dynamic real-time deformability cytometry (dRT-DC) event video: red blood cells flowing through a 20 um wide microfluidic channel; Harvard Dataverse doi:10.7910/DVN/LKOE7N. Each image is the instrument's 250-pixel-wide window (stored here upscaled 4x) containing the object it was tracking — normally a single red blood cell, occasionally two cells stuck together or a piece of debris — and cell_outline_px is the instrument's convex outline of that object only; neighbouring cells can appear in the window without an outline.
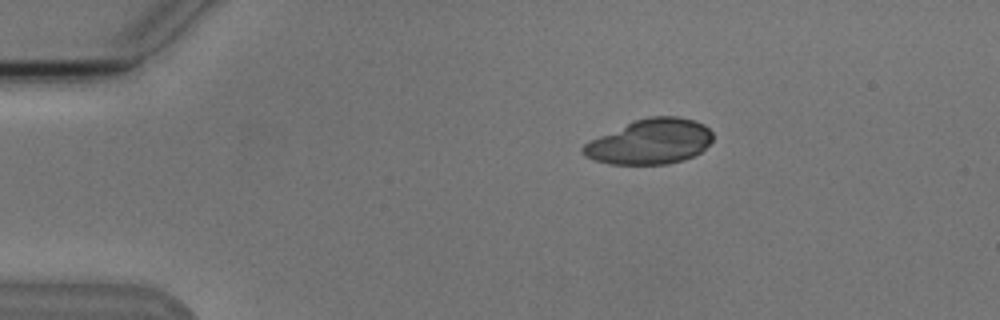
{"species": "Egyptian fruit bat (a non-hibernating species)", "species_latin": "Rousettus aegyptiacus", "temperature_condition": "cold", "stored_images_in_passage": 4, "camera_frame_rate_fps": 3000, "um_per_image_px": 0.085, "animal": {"sex": "male"}, "frame": {"image": 1, "passage_image": 2, "time_ms": 1.0, "image_size_px": [1000, 320], "cell_outline_px": [[712, 140], [696, 156], [684, 160], [668, 164], [608, 164], [584, 156], [580, 152], [580, 148], [584, 144], [600, 136], [636, 120], [648, 116], [676, 116], [692, 120], [704, 124], [712, 132]], "centroid_in_image_um": [55.27, 12.06], "position_along_channel_um": 29.7, "area_um2": 33.81}}